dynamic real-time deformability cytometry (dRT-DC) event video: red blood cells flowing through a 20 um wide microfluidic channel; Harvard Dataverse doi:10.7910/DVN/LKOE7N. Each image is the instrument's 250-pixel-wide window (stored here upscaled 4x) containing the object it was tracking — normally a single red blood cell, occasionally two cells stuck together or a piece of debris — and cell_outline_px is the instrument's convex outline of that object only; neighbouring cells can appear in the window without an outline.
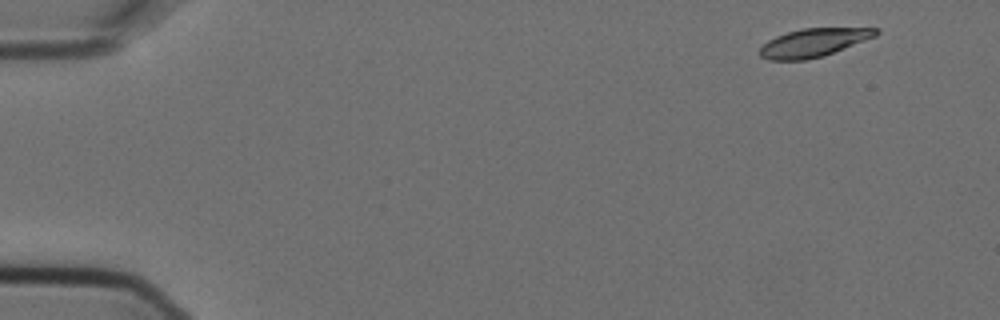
{"species": "Egyptian fruit bat (a non-hibernating species)", "species_latin": "Rousettus aegyptiacus", "temperature_condition": "cold", "stored_images_in_passage": 5, "camera_frame_rate_fps": 3000, "um_per_image_px": 0.085, "animal": {"sex": "female"}, "frame": {"image": 1, "passage_image": 1, "time_ms": 0.0, "image_size_px": [1000, 320], "cell_outline_px": [[880, 32], [876, 36], [824, 56], [804, 60], [768, 60], [760, 56], [760, 48], [768, 40], [776, 36], [800, 28], [880, 28]], "centroid_in_image_um": [69.16, 3.62], "position_along_channel_um": 15.8, "area_um2": 19.13}}
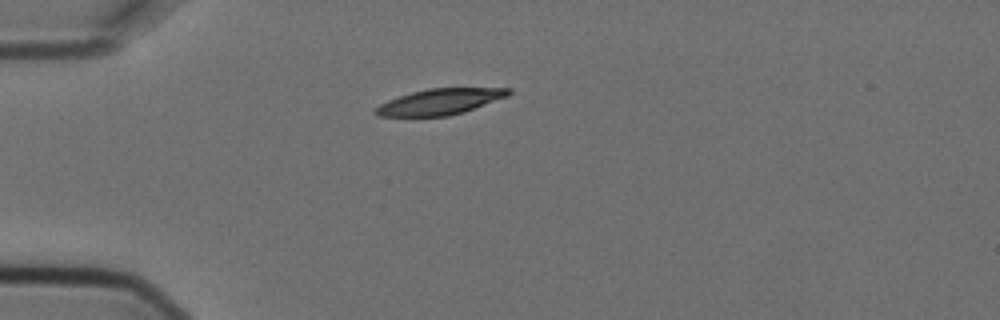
{"frame": {"image": 2, "passage_image": 4, "time_ms": 1.0, "image_size_px": [1000, 320], "cell_outline_px": [[512, 92], [508, 96], [464, 112], [448, 116], [376, 116], [372, 112], [380, 104], [388, 100], [412, 92], [428, 88], [512, 88]], "centroid_in_image_um": [37.4, 8.64], "position_along_channel_um": 47.6, "area_um2": 20.0}}